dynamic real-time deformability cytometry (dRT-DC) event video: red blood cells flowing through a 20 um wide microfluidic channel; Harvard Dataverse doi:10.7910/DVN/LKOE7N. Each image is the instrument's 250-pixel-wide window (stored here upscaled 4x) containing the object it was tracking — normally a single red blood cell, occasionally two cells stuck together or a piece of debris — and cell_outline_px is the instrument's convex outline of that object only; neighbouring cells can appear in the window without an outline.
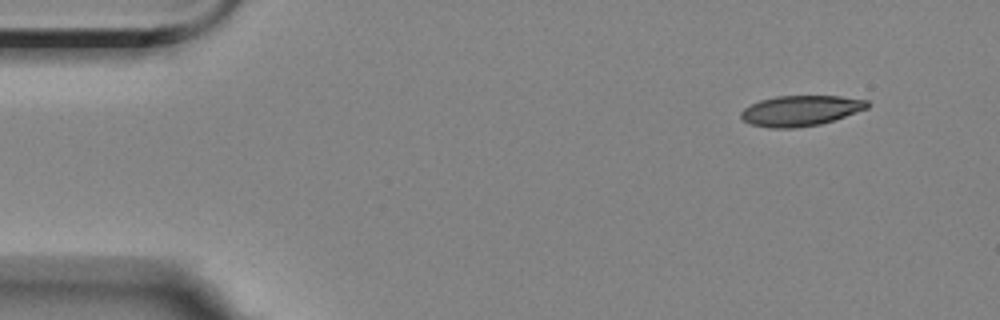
{"species": "Egyptian fruit bat (a non-hibernating species)", "species_latin": "Rousettus aegyptiacus", "temperature_condition": "room temperature", "stored_images_in_passage": 14, "camera_frame_rate_fps": 3000, "um_per_image_px": 0.085, "animal": {"sex": "female"}, "frame": {"image": 1, "passage_image": 1, "time_ms": 0.0, "image_size_px": [1000, 320], "cell_outline_px": [[868, 108], [820, 124], [796, 128], [768, 128], [748, 124], [740, 116], [740, 112], [744, 108], [760, 100], [776, 96], [840, 96], [868, 100]], "centroid_in_image_um": [68.01, 9.41], "position_along_channel_um": 17.0, "area_um2": 22.37}}
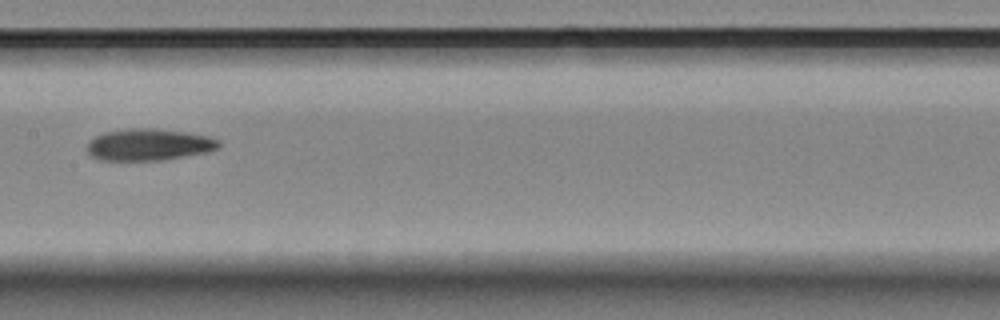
{"frame": {"image": 2, "passage_image": 7, "time_ms": 7.667, "image_size_px": [1000, 320], "cell_outline_px": [[220, 144], [216, 148], [208, 152], [160, 160], [100, 160], [92, 156], [88, 152], [88, 140], [104, 132], [128, 128], [152, 128], [184, 132], [208, 136], [220, 140]], "centroid_in_image_um": [12.63, 12.29], "position_along_channel_um": 194.8, "area_um2": 24.22}}
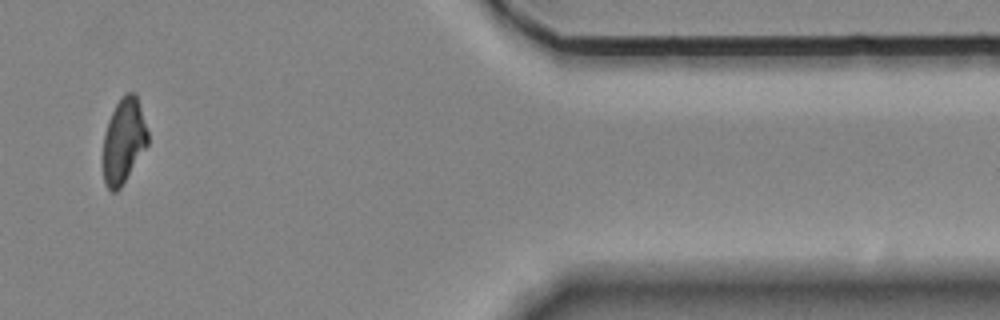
{"frame": {"image": 3, "passage_image": 12, "time_ms": 14.667, "image_size_px": [1000, 320], "cell_outline_px": [[148, 144], [120, 188], [116, 192], [112, 192], [104, 184], [104, 132], [108, 120], [120, 96], [124, 92], [136, 92], [148, 132]], "centroid_in_image_um": [10.52, 11.93], "position_along_channel_um": 400.9, "area_um2": 22.08}, "authors_computed_cell_mechanics": {"area_um2": 24.0448, "velocity_mm_per_s": 3.5172, "shape_relaxation_time_tau1_ms": 9.9557, "shape_relaxation_time_tau2_ms": 7.1021, "deformation_change_tau1": 0.1997, "deformation_change_tau2": 0.1397}}